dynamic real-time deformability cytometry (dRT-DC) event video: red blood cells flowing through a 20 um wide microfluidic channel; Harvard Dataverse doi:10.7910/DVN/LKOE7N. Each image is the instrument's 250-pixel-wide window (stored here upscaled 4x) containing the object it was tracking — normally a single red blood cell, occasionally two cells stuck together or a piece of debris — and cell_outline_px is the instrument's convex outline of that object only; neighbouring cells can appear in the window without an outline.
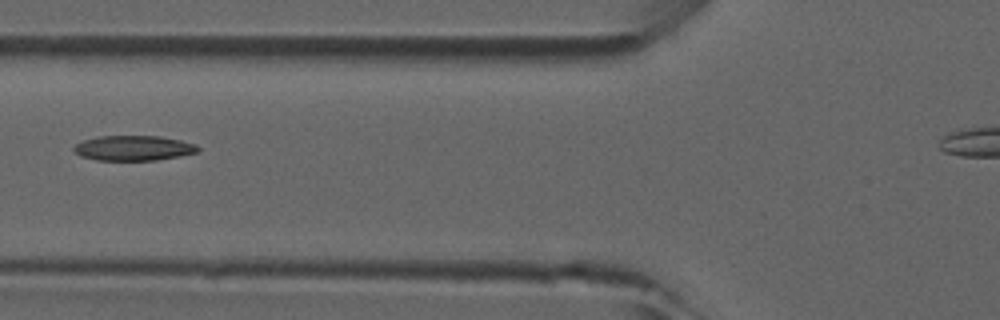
{"species": "common noctule bat (a hibernating species)", "species_latin": "Nyctalus noctula", "temperature_condition": "room temperature", "stored_images_in_passage": 36, "camera_frame_rate_fps": 3000, "um_per_image_px": 0.085, "animal": {"sex": "male", "forearm_length_mm": 52.5}, "frame": {"image": 1, "passage_image": 11, "time_ms": 3.333, "image_size_px": [1000, 320], "cell_outline_px": [[200, 152], [180, 156], [156, 160], [96, 160], [80, 156], [72, 148], [76, 144], [84, 140], [96, 136], [160, 136], [180, 140], [196, 144], [200, 148]], "centroid_in_image_um": [11.37, 12.58], "position_along_channel_um": 114.4, "area_um2": 18.21}}